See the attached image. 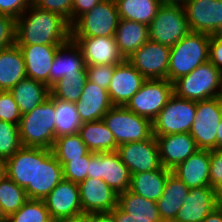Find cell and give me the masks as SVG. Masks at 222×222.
Here are the masks:
<instances>
[{"instance_id":"1","label":"cell","mask_w":222,"mask_h":222,"mask_svg":"<svg viewBox=\"0 0 222 222\" xmlns=\"http://www.w3.org/2000/svg\"><path fill=\"white\" fill-rule=\"evenodd\" d=\"M71 39V25L61 15L31 4L16 19L17 45H64Z\"/></svg>"},{"instance_id":"2","label":"cell","mask_w":222,"mask_h":222,"mask_svg":"<svg viewBox=\"0 0 222 222\" xmlns=\"http://www.w3.org/2000/svg\"><path fill=\"white\" fill-rule=\"evenodd\" d=\"M55 100L49 96L41 105L23 114L19 122L23 147L52 149L55 136Z\"/></svg>"},{"instance_id":"3","label":"cell","mask_w":222,"mask_h":222,"mask_svg":"<svg viewBox=\"0 0 222 222\" xmlns=\"http://www.w3.org/2000/svg\"><path fill=\"white\" fill-rule=\"evenodd\" d=\"M210 39L211 35L190 31L177 44L170 47L168 68L170 82L174 83L209 60Z\"/></svg>"},{"instance_id":"4","label":"cell","mask_w":222,"mask_h":222,"mask_svg":"<svg viewBox=\"0 0 222 222\" xmlns=\"http://www.w3.org/2000/svg\"><path fill=\"white\" fill-rule=\"evenodd\" d=\"M221 88L222 72L209 60L173 83L177 97L194 101L216 98Z\"/></svg>"},{"instance_id":"5","label":"cell","mask_w":222,"mask_h":222,"mask_svg":"<svg viewBox=\"0 0 222 222\" xmlns=\"http://www.w3.org/2000/svg\"><path fill=\"white\" fill-rule=\"evenodd\" d=\"M102 120L113 133L118 146L144 141L153 135L152 122L130 111L126 106H112Z\"/></svg>"},{"instance_id":"6","label":"cell","mask_w":222,"mask_h":222,"mask_svg":"<svg viewBox=\"0 0 222 222\" xmlns=\"http://www.w3.org/2000/svg\"><path fill=\"white\" fill-rule=\"evenodd\" d=\"M118 21L115 0H102L71 24V37H115Z\"/></svg>"},{"instance_id":"7","label":"cell","mask_w":222,"mask_h":222,"mask_svg":"<svg viewBox=\"0 0 222 222\" xmlns=\"http://www.w3.org/2000/svg\"><path fill=\"white\" fill-rule=\"evenodd\" d=\"M148 31L149 40L173 47L191 31L184 6L161 5Z\"/></svg>"},{"instance_id":"8","label":"cell","mask_w":222,"mask_h":222,"mask_svg":"<svg viewBox=\"0 0 222 222\" xmlns=\"http://www.w3.org/2000/svg\"><path fill=\"white\" fill-rule=\"evenodd\" d=\"M196 101L173 94L152 122L153 135L189 133L195 120Z\"/></svg>"},{"instance_id":"9","label":"cell","mask_w":222,"mask_h":222,"mask_svg":"<svg viewBox=\"0 0 222 222\" xmlns=\"http://www.w3.org/2000/svg\"><path fill=\"white\" fill-rule=\"evenodd\" d=\"M173 94V83L168 79H146L126 107L153 122Z\"/></svg>"},{"instance_id":"10","label":"cell","mask_w":222,"mask_h":222,"mask_svg":"<svg viewBox=\"0 0 222 222\" xmlns=\"http://www.w3.org/2000/svg\"><path fill=\"white\" fill-rule=\"evenodd\" d=\"M87 177L99 178L118 194L130 188L131 173L121 161L117 151L92 153L90 152Z\"/></svg>"},{"instance_id":"11","label":"cell","mask_w":222,"mask_h":222,"mask_svg":"<svg viewBox=\"0 0 222 222\" xmlns=\"http://www.w3.org/2000/svg\"><path fill=\"white\" fill-rule=\"evenodd\" d=\"M221 120L222 111L217 98L196 101L195 120L189 133L198 149H217L216 132Z\"/></svg>"},{"instance_id":"12","label":"cell","mask_w":222,"mask_h":222,"mask_svg":"<svg viewBox=\"0 0 222 222\" xmlns=\"http://www.w3.org/2000/svg\"><path fill=\"white\" fill-rule=\"evenodd\" d=\"M170 47L148 40L127 60L145 79H168Z\"/></svg>"},{"instance_id":"13","label":"cell","mask_w":222,"mask_h":222,"mask_svg":"<svg viewBox=\"0 0 222 222\" xmlns=\"http://www.w3.org/2000/svg\"><path fill=\"white\" fill-rule=\"evenodd\" d=\"M117 152L131 175L156 170L162 166L158 142L154 135L144 141L119 145Z\"/></svg>"},{"instance_id":"14","label":"cell","mask_w":222,"mask_h":222,"mask_svg":"<svg viewBox=\"0 0 222 222\" xmlns=\"http://www.w3.org/2000/svg\"><path fill=\"white\" fill-rule=\"evenodd\" d=\"M116 222H163L157 203L131 192L118 194L117 207L110 212Z\"/></svg>"},{"instance_id":"15","label":"cell","mask_w":222,"mask_h":222,"mask_svg":"<svg viewBox=\"0 0 222 222\" xmlns=\"http://www.w3.org/2000/svg\"><path fill=\"white\" fill-rule=\"evenodd\" d=\"M78 185L83 214L111 212L117 207L118 193L102 179L87 177Z\"/></svg>"},{"instance_id":"16","label":"cell","mask_w":222,"mask_h":222,"mask_svg":"<svg viewBox=\"0 0 222 222\" xmlns=\"http://www.w3.org/2000/svg\"><path fill=\"white\" fill-rule=\"evenodd\" d=\"M184 8L192 32L213 35L222 25V0H188Z\"/></svg>"},{"instance_id":"17","label":"cell","mask_w":222,"mask_h":222,"mask_svg":"<svg viewBox=\"0 0 222 222\" xmlns=\"http://www.w3.org/2000/svg\"><path fill=\"white\" fill-rule=\"evenodd\" d=\"M51 219L77 217L83 214L79 185L63 179L44 199Z\"/></svg>"},{"instance_id":"18","label":"cell","mask_w":222,"mask_h":222,"mask_svg":"<svg viewBox=\"0 0 222 222\" xmlns=\"http://www.w3.org/2000/svg\"><path fill=\"white\" fill-rule=\"evenodd\" d=\"M80 47L86 66L118 65L125 59L115 37H71Z\"/></svg>"},{"instance_id":"19","label":"cell","mask_w":222,"mask_h":222,"mask_svg":"<svg viewBox=\"0 0 222 222\" xmlns=\"http://www.w3.org/2000/svg\"><path fill=\"white\" fill-rule=\"evenodd\" d=\"M145 81V77L127 59L116 65L108 87L113 106H126Z\"/></svg>"},{"instance_id":"20","label":"cell","mask_w":222,"mask_h":222,"mask_svg":"<svg viewBox=\"0 0 222 222\" xmlns=\"http://www.w3.org/2000/svg\"><path fill=\"white\" fill-rule=\"evenodd\" d=\"M6 173L25 190L28 199H35L36 148L22 146L6 160Z\"/></svg>"},{"instance_id":"21","label":"cell","mask_w":222,"mask_h":222,"mask_svg":"<svg viewBox=\"0 0 222 222\" xmlns=\"http://www.w3.org/2000/svg\"><path fill=\"white\" fill-rule=\"evenodd\" d=\"M63 179V166L52 149L36 148L35 199L44 200Z\"/></svg>"},{"instance_id":"22","label":"cell","mask_w":222,"mask_h":222,"mask_svg":"<svg viewBox=\"0 0 222 222\" xmlns=\"http://www.w3.org/2000/svg\"><path fill=\"white\" fill-rule=\"evenodd\" d=\"M218 206L214 188H190L173 222H202Z\"/></svg>"},{"instance_id":"23","label":"cell","mask_w":222,"mask_h":222,"mask_svg":"<svg viewBox=\"0 0 222 222\" xmlns=\"http://www.w3.org/2000/svg\"><path fill=\"white\" fill-rule=\"evenodd\" d=\"M24 57L26 77L50 88V69L61 45H18Z\"/></svg>"},{"instance_id":"24","label":"cell","mask_w":222,"mask_h":222,"mask_svg":"<svg viewBox=\"0 0 222 222\" xmlns=\"http://www.w3.org/2000/svg\"><path fill=\"white\" fill-rule=\"evenodd\" d=\"M159 146L160 162L164 168L174 169L198 150L190 133L155 136Z\"/></svg>"},{"instance_id":"25","label":"cell","mask_w":222,"mask_h":222,"mask_svg":"<svg viewBox=\"0 0 222 222\" xmlns=\"http://www.w3.org/2000/svg\"><path fill=\"white\" fill-rule=\"evenodd\" d=\"M82 123L102 120L113 106L108 90L86 80L82 94L75 103Z\"/></svg>"},{"instance_id":"26","label":"cell","mask_w":222,"mask_h":222,"mask_svg":"<svg viewBox=\"0 0 222 222\" xmlns=\"http://www.w3.org/2000/svg\"><path fill=\"white\" fill-rule=\"evenodd\" d=\"M209 169L210 150L198 149L185 161L172 169V173L189 188H199L211 186Z\"/></svg>"},{"instance_id":"27","label":"cell","mask_w":222,"mask_h":222,"mask_svg":"<svg viewBox=\"0 0 222 222\" xmlns=\"http://www.w3.org/2000/svg\"><path fill=\"white\" fill-rule=\"evenodd\" d=\"M86 71L80 47L70 39L58 48L50 69V87L63 77L82 75Z\"/></svg>"},{"instance_id":"28","label":"cell","mask_w":222,"mask_h":222,"mask_svg":"<svg viewBox=\"0 0 222 222\" xmlns=\"http://www.w3.org/2000/svg\"><path fill=\"white\" fill-rule=\"evenodd\" d=\"M26 78V67L21 49L15 43L0 50V91H10Z\"/></svg>"},{"instance_id":"29","label":"cell","mask_w":222,"mask_h":222,"mask_svg":"<svg viewBox=\"0 0 222 222\" xmlns=\"http://www.w3.org/2000/svg\"><path fill=\"white\" fill-rule=\"evenodd\" d=\"M190 188L172 172L168 175L163 194L156 202L163 222H173Z\"/></svg>"},{"instance_id":"30","label":"cell","mask_w":222,"mask_h":222,"mask_svg":"<svg viewBox=\"0 0 222 222\" xmlns=\"http://www.w3.org/2000/svg\"><path fill=\"white\" fill-rule=\"evenodd\" d=\"M115 39L121 55L127 59L149 40L148 26L140 22L119 19Z\"/></svg>"},{"instance_id":"31","label":"cell","mask_w":222,"mask_h":222,"mask_svg":"<svg viewBox=\"0 0 222 222\" xmlns=\"http://www.w3.org/2000/svg\"><path fill=\"white\" fill-rule=\"evenodd\" d=\"M171 172L172 170L161 166L156 170L132 174L129 190L157 202L163 194L168 175Z\"/></svg>"},{"instance_id":"32","label":"cell","mask_w":222,"mask_h":222,"mask_svg":"<svg viewBox=\"0 0 222 222\" xmlns=\"http://www.w3.org/2000/svg\"><path fill=\"white\" fill-rule=\"evenodd\" d=\"M10 92L22 115L41 105L50 96V88L46 84L27 77L15 85Z\"/></svg>"},{"instance_id":"33","label":"cell","mask_w":222,"mask_h":222,"mask_svg":"<svg viewBox=\"0 0 222 222\" xmlns=\"http://www.w3.org/2000/svg\"><path fill=\"white\" fill-rule=\"evenodd\" d=\"M79 135L92 153L117 151L114 135L103 120L82 123Z\"/></svg>"},{"instance_id":"34","label":"cell","mask_w":222,"mask_h":222,"mask_svg":"<svg viewBox=\"0 0 222 222\" xmlns=\"http://www.w3.org/2000/svg\"><path fill=\"white\" fill-rule=\"evenodd\" d=\"M119 19L144 23L147 26L153 21L158 8V0H115Z\"/></svg>"},{"instance_id":"35","label":"cell","mask_w":222,"mask_h":222,"mask_svg":"<svg viewBox=\"0 0 222 222\" xmlns=\"http://www.w3.org/2000/svg\"><path fill=\"white\" fill-rule=\"evenodd\" d=\"M55 100V136L79 134L82 122L79 118L75 103L60 100L52 97Z\"/></svg>"},{"instance_id":"36","label":"cell","mask_w":222,"mask_h":222,"mask_svg":"<svg viewBox=\"0 0 222 222\" xmlns=\"http://www.w3.org/2000/svg\"><path fill=\"white\" fill-rule=\"evenodd\" d=\"M89 152L79 134L57 137L52 147V153L62 166L71 159L82 157Z\"/></svg>"},{"instance_id":"37","label":"cell","mask_w":222,"mask_h":222,"mask_svg":"<svg viewBox=\"0 0 222 222\" xmlns=\"http://www.w3.org/2000/svg\"><path fill=\"white\" fill-rule=\"evenodd\" d=\"M28 200L25 190L7 176L0 182V205L8 218Z\"/></svg>"},{"instance_id":"38","label":"cell","mask_w":222,"mask_h":222,"mask_svg":"<svg viewBox=\"0 0 222 222\" xmlns=\"http://www.w3.org/2000/svg\"><path fill=\"white\" fill-rule=\"evenodd\" d=\"M86 80V71L82 75L63 77L50 87V96L76 103L82 94Z\"/></svg>"},{"instance_id":"39","label":"cell","mask_w":222,"mask_h":222,"mask_svg":"<svg viewBox=\"0 0 222 222\" xmlns=\"http://www.w3.org/2000/svg\"><path fill=\"white\" fill-rule=\"evenodd\" d=\"M7 222H53L44 200L28 199Z\"/></svg>"},{"instance_id":"40","label":"cell","mask_w":222,"mask_h":222,"mask_svg":"<svg viewBox=\"0 0 222 222\" xmlns=\"http://www.w3.org/2000/svg\"><path fill=\"white\" fill-rule=\"evenodd\" d=\"M21 147L18 125L0 121V159L6 161Z\"/></svg>"},{"instance_id":"41","label":"cell","mask_w":222,"mask_h":222,"mask_svg":"<svg viewBox=\"0 0 222 222\" xmlns=\"http://www.w3.org/2000/svg\"><path fill=\"white\" fill-rule=\"evenodd\" d=\"M90 152L82 157L71 159L63 166V178L79 184L87 178Z\"/></svg>"},{"instance_id":"42","label":"cell","mask_w":222,"mask_h":222,"mask_svg":"<svg viewBox=\"0 0 222 222\" xmlns=\"http://www.w3.org/2000/svg\"><path fill=\"white\" fill-rule=\"evenodd\" d=\"M21 112L10 91H0V121L19 125Z\"/></svg>"},{"instance_id":"43","label":"cell","mask_w":222,"mask_h":222,"mask_svg":"<svg viewBox=\"0 0 222 222\" xmlns=\"http://www.w3.org/2000/svg\"><path fill=\"white\" fill-rule=\"evenodd\" d=\"M115 65H90L86 66L87 80L103 89L108 90Z\"/></svg>"},{"instance_id":"44","label":"cell","mask_w":222,"mask_h":222,"mask_svg":"<svg viewBox=\"0 0 222 222\" xmlns=\"http://www.w3.org/2000/svg\"><path fill=\"white\" fill-rule=\"evenodd\" d=\"M32 4L49 12H54L72 24L73 0H32Z\"/></svg>"},{"instance_id":"45","label":"cell","mask_w":222,"mask_h":222,"mask_svg":"<svg viewBox=\"0 0 222 222\" xmlns=\"http://www.w3.org/2000/svg\"><path fill=\"white\" fill-rule=\"evenodd\" d=\"M16 20L0 14V50L15 44Z\"/></svg>"},{"instance_id":"46","label":"cell","mask_w":222,"mask_h":222,"mask_svg":"<svg viewBox=\"0 0 222 222\" xmlns=\"http://www.w3.org/2000/svg\"><path fill=\"white\" fill-rule=\"evenodd\" d=\"M32 4V0H0V14L18 19Z\"/></svg>"},{"instance_id":"47","label":"cell","mask_w":222,"mask_h":222,"mask_svg":"<svg viewBox=\"0 0 222 222\" xmlns=\"http://www.w3.org/2000/svg\"><path fill=\"white\" fill-rule=\"evenodd\" d=\"M210 184L215 188L222 182V149L210 151Z\"/></svg>"},{"instance_id":"48","label":"cell","mask_w":222,"mask_h":222,"mask_svg":"<svg viewBox=\"0 0 222 222\" xmlns=\"http://www.w3.org/2000/svg\"><path fill=\"white\" fill-rule=\"evenodd\" d=\"M209 61L222 72V39L211 35Z\"/></svg>"},{"instance_id":"49","label":"cell","mask_w":222,"mask_h":222,"mask_svg":"<svg viewBox=\"0 0 222 222\" xmlns=\"http://www.w3.org/2000/svg\"><path fill=\"white\" fill-rule=\"evenodd\" d=\"M102 0H73L72 23L84 13L92 10Z\"/></svg>"},{"instance_id":"50","label":"cell","mask_w":222,"mask_h":222,"mask_svg":"<svg viewBox=\"0 0 222 222\" xmlns=\"http://www.w3.org/2000/svg\"><path fill=\"white\" fill-rule=\"evenodd\" d=\"M89 222H116L110 212L89 214Z\"/></svg>"},{"instance_id":"51","label":"cell","mask_w":222,"mask_h":222,"mask_svg":"<svg viewBox=\"0 0 222 222\" xmlns=\"http://www.w3.org/2000/svg\"><path fill=\"white\" fill-rule=\"evenodd\" d=\"M202 222H222V207H217Z\"/></svg>"},{"instance_id":"52","label":"cell","mask_w":222,"mask_h":222,"mask_svg":"<svg viewBox=\"0 0 222 222\" xmlns=\"http://www.w3.org/2000/svg\"><path fill=\"white\" fill-rule=\"evenodd\" d=\"M53 222H89V215L82 214L77 217L57 219L54 220Z\"/></svg>"},{"instance_id":"53","label":"cell","mask_w":222,"mask_h":222,"mask_svg":"<svg viewBox=\"0 0 222 222\" xmlns=\"http://www.w3.org/2000/svg\"><path fill=\"white\" fill-rule=\"evenodd\" d=\"M161 5L184 6L188 0H158Z\"/></svg>"},{"instance_id":"54","label":"cell","mask_w":222,"mask_h":222,"mask_svg":"<svg viewBox=\"0 0 222 222\" xmlns=\"http://www.w3.org/2000/svg\"><path fill=\"white\" fill-rule=\"evenodd\" d=\"M214 192L218 206L222 207V182L214 188Z\"/></svg>"},{"instance_id":"55","label":"cell","mask_w":222,"mask_h":222,"mask_svg":"<svg viewBox=\"0 0 222 222\" xmlns=\"http://www.w3.org/2000/svg\"><path fill=\"white\" fill-rule=\"evenodd\" d=\"M216 133H217V135H216V138H217V149H222V120H221V122L218 125Z\"/></svg>"},{"instance_id":"56","label":"cell","mask_w":222,"mask_h":222,"mask_svg":"<svg viewBox=\"0 0 222 222\" xmlns=\"http://www.w3.org/2000/svg\"><path fill=\"white\" fill-rule=\"evenodd\" d=\"M7 176L6 161L0 159V182Z\"/></svg>"},{"instance_id":"57","label":"cell","mask_w":222,"mask_h":222,"mask_svg":"<svg viewBox=\"0 0 222 222\" xmlns=\"http://www.w3.org/2000/svg\"><path fill=\"white\" fill-rule=\"evenodd\" d=\"M213 36L222 39V25L217 29V31L213 34Z\"/></svg>"},{"instance_id":"58","label":"cell","mask_w":222,"mask_h":222,"mask_svg":"<svg viewBox=\"0 0 222 222\" xmlns=\"http://www.w3.org/2000/svg\"><path fill=\"white\" fill-rule=\"evenodd\" d=\"M0 222H7V217L2 211L1 205H0Z\"/></svg>"},{"instance_id":"59","label":"cell","mask_w":222,"mask_h":222,"mask_svg":"<svg viewBox=\"0 0 222 222\" xmlns=\"http://www.w3.org/2000/svg\"><path fill=\"white\" fill-rule=\"evenodd\" d=\"M220 103V107H221V111H222V88L220 89V91L218 92L217 94V97H216Z\"/></svg>"}]
</instances>
